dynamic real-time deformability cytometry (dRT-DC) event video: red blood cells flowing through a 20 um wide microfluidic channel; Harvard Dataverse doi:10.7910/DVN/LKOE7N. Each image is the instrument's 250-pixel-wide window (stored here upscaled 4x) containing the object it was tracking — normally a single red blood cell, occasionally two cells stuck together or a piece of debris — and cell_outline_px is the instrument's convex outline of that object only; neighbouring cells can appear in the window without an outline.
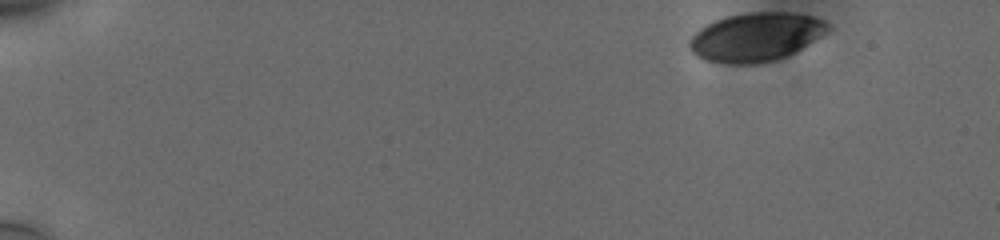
{"species": "human", "species_latin": "Homo sapiens", "temperature_condition": "cold", "stored_images_in_passage": 39, "camera_frame_rate_fps": 3000, "um_per_image_px": 0.085, "donor": {"sex": "male"}, "frame": {"image": 1, "passage_image": 1, "time_ms": 0.0, "image_size_px": [1000, 240], "cell_outline_px": [[832, 28], [828, 32], [788, 56], [776, 60], [756, 64], [728, 64], [704, 60], [696, 56], [688, 48], [688, 40], [700, 28], [716, 20], [728, 16], [748, 12], [784, 12], [812, 16], [824, 20]], "centroid_in_image_um": [64.24, 3.16], "position_along_channel_um": 20.8, "area_um2": 39.42}}
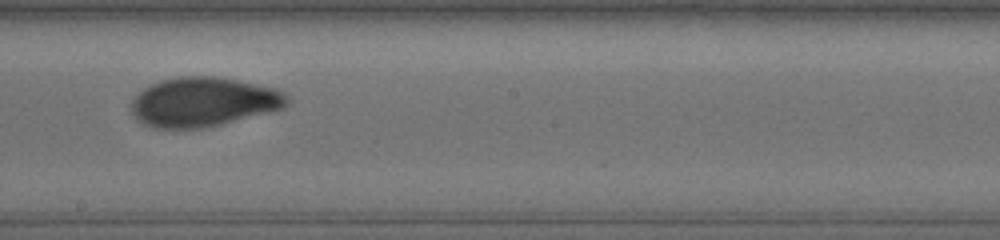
{"frame": {"image": 2, "passage_image": 22, "time_ms": 7.0, "image_size_px": [1000, 240], "cell_outline_px": [[288, 104], [284, 108], [220, 124], [200, 128], [152, 128], [144, 124], [132, 112], [132, 100], [144, 88], [160, 80], [176, 76], [216, 76], [276, 88], [284, 92], [288, 100]], "centroid_in_image_um": [17.29, 8.65], "position_along_channel_um": 230.9, "area_um2": 44.45}}
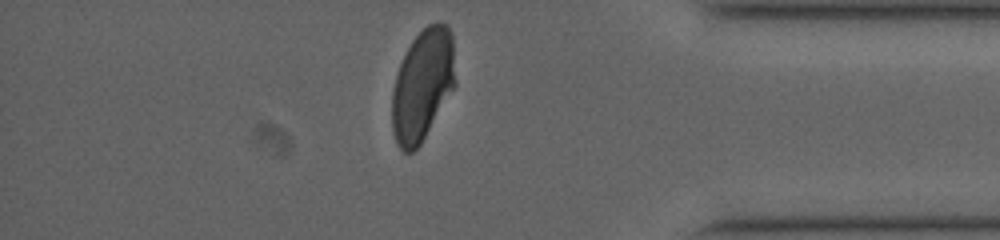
{"frame": {"image": 3, "passage_image": 34, "time_ms": 11.0, "image_size_px": [1000, 240], "cell_outline_px": [[456, 84], [420, 144], [412, 152], [404, 152], [396, 144], [392, 132], [392, 92], [396, 76], [400, 64], [412, 40], [428, 24], [448, 24], [452, 32]], "centroid_in_image_um": [35.92, 7.23], "position_along_channel_um": 399.3, "area_um2": 40.92}}